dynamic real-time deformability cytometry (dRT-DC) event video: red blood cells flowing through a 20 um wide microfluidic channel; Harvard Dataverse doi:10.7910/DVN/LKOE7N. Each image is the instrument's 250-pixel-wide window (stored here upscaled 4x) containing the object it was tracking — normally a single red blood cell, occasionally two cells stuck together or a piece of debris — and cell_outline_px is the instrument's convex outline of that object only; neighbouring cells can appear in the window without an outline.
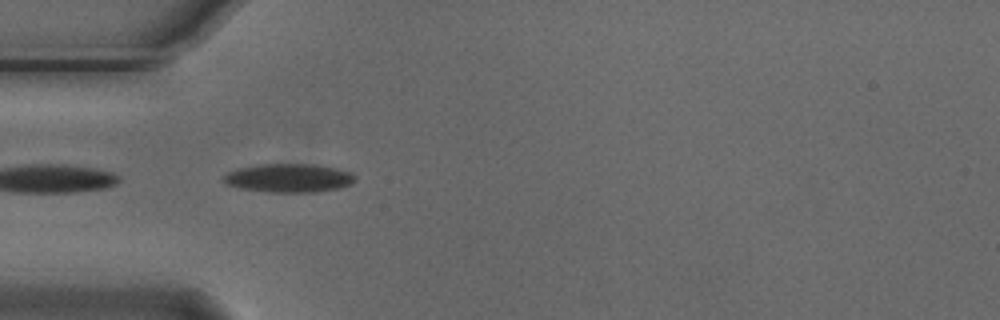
{"species": "Egyptian fruit bat (a non-hibernating species)", "species_latin": "Rousettus aegyptiacus", "temperature_condition": "cold", "stored_images_in_passage": 5, "camera_frame_rate_fps": 3000, "um_per_image_px": 0.085, "animal": {"sex": "male"}, "frame": {"image": 1, "passage_image": 5, "time_ms": 1.333, "image_size_px": [1000, 320], "cell_outline_px": [[356, 180], [352, 184], [336, 188], [316, 192], [268, 192], [240, 188], [224, 184], [220, 180], [220, 176], [228, 172], [240, 168], [260, 164], [312, 164], [336, 168], [352, 172], [356, 176]], "centroid_in_image_um": [24.51, 15.13], "position_along_channel_um": 60.5, "area_um2": 22.14}}